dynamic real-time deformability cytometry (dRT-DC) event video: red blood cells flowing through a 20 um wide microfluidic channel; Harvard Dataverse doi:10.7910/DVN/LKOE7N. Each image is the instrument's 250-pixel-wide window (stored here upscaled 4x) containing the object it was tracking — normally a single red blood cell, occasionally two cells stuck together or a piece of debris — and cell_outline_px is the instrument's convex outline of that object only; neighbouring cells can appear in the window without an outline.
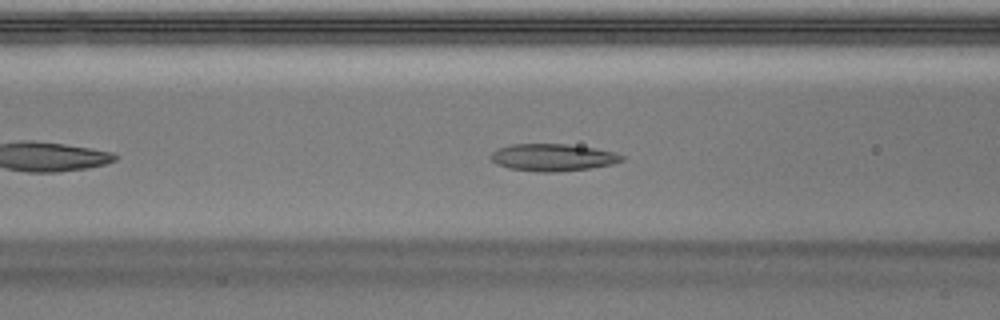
{"species": "Egyptian fruit bat (a non-hibernating species)", "species_latin": "Rousettus aegyptiacus", "temperature_condition": "warm", "stored_images_in_passage": 41, "segment_of_instrument_passage": [1, 3], "camera_frame_rate_fps": 3000, "um_per_image_px": 0.085, "animal": {"sex": "male"}, "frame": {"image": 1, "passage_image": 10, "time_ms": 3.0, "image_size_px": [1000, 320], "cell_outline_px": [[624, 160], [612, 164], [592, 168], [556, 172], [540, 172], [508, 168], [496, 164], [488, 156], [492, 152], [500, 148], [512, 144], [568, 144], [596, 148], [612, 152], [624, 156]], "centroid_in_image_um": [46.98, 13.38], "position_along_channel_um": 119.6, "area_um2": 20.81}}
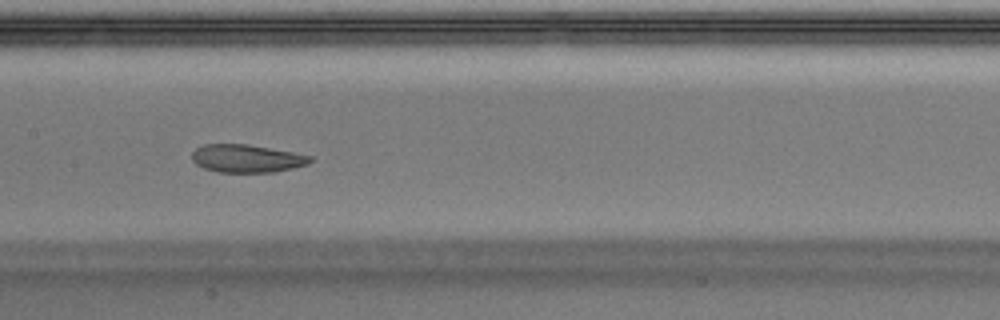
{"frame": {"image": 2, "passage_image": 15, "time_ms": 4.667, "image_size_px": [1000, 320], "cell_outline_px": [[312, 160], [308, 164], [292, 168], [272, 172], [220, 172], [204, 168], [196, 164], [192, 160], [192, 152], [196, 148], [204, 144], [248, 144], [292, 152], [312, 156]], "centroid_in_image_um": [20.96, 13.46], "position_along_channel_um": 186.4, "area_um2": 19.13}}
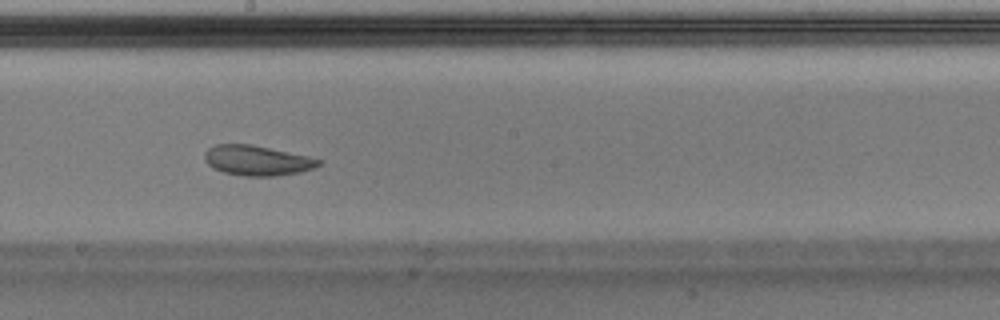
{"frame": {"image": 3, "passage_image": 18, "time_ms": 5.667, "image_size_px": [1000, 320], "cell_outline_px": [[324, 160], [320, 164], [312, 168], [300, 172], [276, 176], [244, 176], [224, 172], [212, 168], [204, 160], [204, 152], [208, 148], [216, 144], [252, 144], [308, 156]], "centroid_in_image_um": [21.84, 13.63], "position_along_channel_um": 226.4, "area_um2": 20.06}}